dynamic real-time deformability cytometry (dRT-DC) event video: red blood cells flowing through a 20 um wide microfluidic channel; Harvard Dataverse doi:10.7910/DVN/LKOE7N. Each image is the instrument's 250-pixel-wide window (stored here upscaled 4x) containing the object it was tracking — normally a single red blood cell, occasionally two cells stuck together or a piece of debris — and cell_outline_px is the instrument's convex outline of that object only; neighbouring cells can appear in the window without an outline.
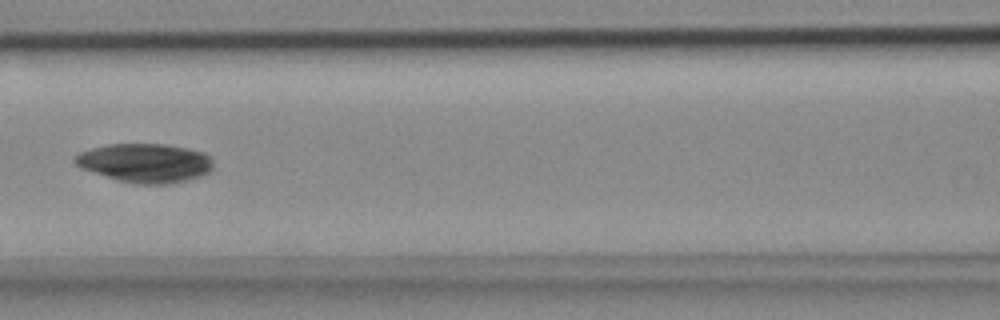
{"species": "common noctule bat (a hibernating species)", "species_latin": "Nyctalus noctula", "temperature_condition": "cold", "stored_images_in_passage": 7, "camera_frame_rate_fps": 3000, "um_per_image_px": 0.085, "animal": {"sex": "female", "body_mass_g": 18.4}, "frame": {"image": 1, "passage_image": 7, "time_ms": 2.0, "image_size_px": [1000, 320], "cell_outline_px": [[212, 168], [208, 172], [200, 176], [172, 184], [136, 184], [116, 180], [80, 168], [72, 160], [80, 152], [92, 148], [108, 144], [164, 144], [188, 148], [204, 152], [212, 160]], "centroid_in_image_um": [12.32, 13.85], "position_along_channel_um": 154.3, "area_um2": 31.44}}